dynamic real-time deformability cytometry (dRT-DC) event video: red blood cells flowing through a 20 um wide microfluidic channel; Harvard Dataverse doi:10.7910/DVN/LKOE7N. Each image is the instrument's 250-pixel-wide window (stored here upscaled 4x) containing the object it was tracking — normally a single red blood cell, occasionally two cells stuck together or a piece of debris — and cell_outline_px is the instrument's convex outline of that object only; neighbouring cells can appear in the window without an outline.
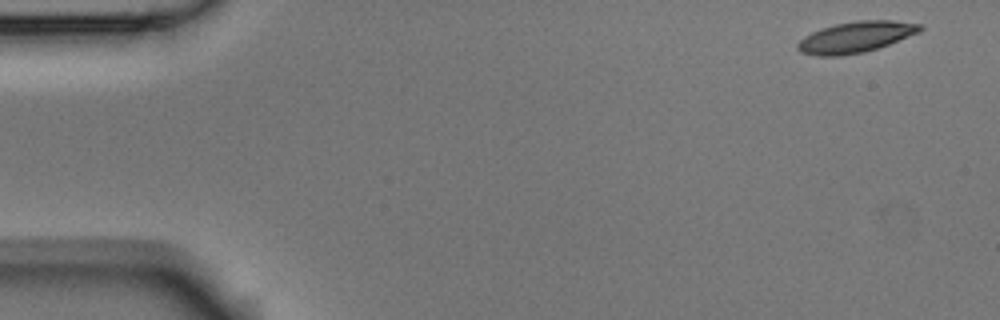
{"species": "Egyptian fruit bat (a non-hibernating species)", "species_latin": "Rousettus aegyptiacus", "temperature_condition": "room temperature", "stored_images_in_passage": 5, "camera_frame_rate_fps": 3000, "um_per_image_px": 0.085, "animal": {"sex": "male"}, "frame": {"image": 1, "passage_image": 1, "time_ms": 0.0, "image_size_px": [1000, 320], "cell_outline_px": [[924, 28], [920, 32], [888, 44], [864, 52], [840, 56], [816, 56], [800, 52], [796, 48], [796, 44], [804, 36], [812, 32], [836, 24], [856, 20], [892, 20], [924, 24]], "centroid_in_image_um": [72.75, 3.15], "position_along_channel_um": 12.3, "area_um2": 22.14}}
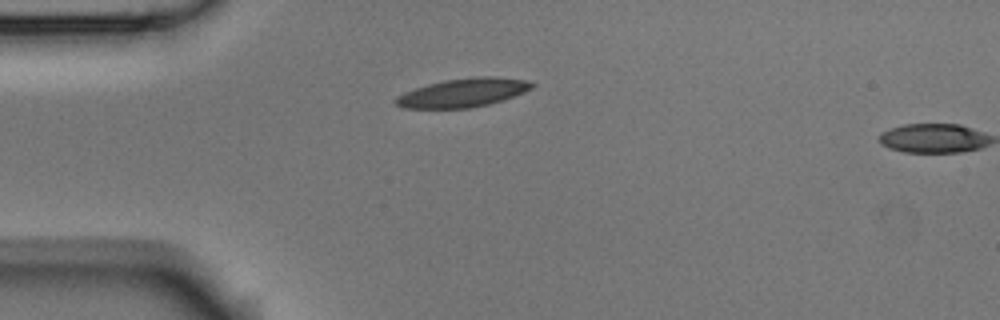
{"frame": {"image": 2, "passage_image": 4, "time_ms": 1.0, "image_size_px": [1000, 320], "cell_outline_px": [[536, 84], [532, 88], [524, 92], [488, 104], [472, 108], [404, 108], [396, 104], [392, 100], [396, 96], [404, 92], [428, 84], [444, 80], [480, 76], [492, 76], [524, 80]], "centroid_in_image_um": [39.31, 7.88], "position_along_channel_um": 45.7, "area_um2": 22.54}}